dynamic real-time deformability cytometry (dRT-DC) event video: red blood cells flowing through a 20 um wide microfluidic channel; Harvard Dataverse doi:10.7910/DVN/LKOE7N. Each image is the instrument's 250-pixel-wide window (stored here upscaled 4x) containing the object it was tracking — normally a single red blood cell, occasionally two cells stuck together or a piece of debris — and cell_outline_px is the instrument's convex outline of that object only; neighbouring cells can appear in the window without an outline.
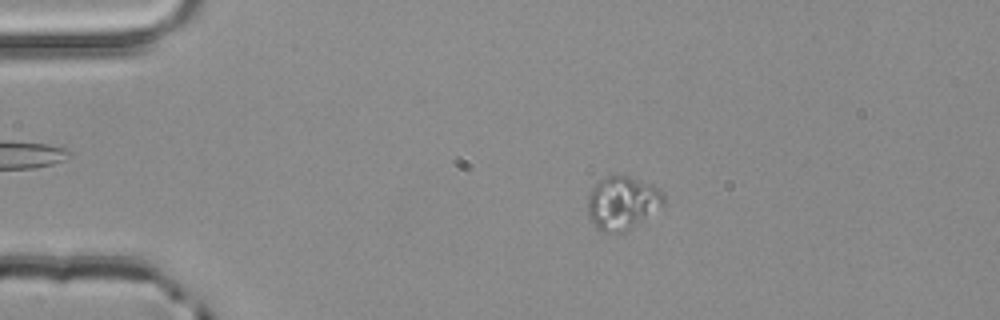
{"species": "common noctule bat (a hibernating species)", "species_latin": "Nyctalus noctula", "temperature_condition": "room temperature", "stored_images_in_passage": 3, "camera_frame_rate_fps": 3000, "um_per_image_px": 0.085, "animal": {"sex": "male", "body_mass_g": 20.4}, "frame": {"image": 1, "passage_image": 2, "time_ms": 0.333, "image_size_px": [1000, 320], "cell_outline_px": [[664, 204], [628, 228], [608, 232], [604, 232], [588, 216], [588, 192], [600, 180], [608, 176], [628, 176], [652, 184], [660, 188], [664, 192]], "centroid_in_image_um": [52.9, 17.18], "position_along_channel_um": 32.1, "area_um2": 22.72}}